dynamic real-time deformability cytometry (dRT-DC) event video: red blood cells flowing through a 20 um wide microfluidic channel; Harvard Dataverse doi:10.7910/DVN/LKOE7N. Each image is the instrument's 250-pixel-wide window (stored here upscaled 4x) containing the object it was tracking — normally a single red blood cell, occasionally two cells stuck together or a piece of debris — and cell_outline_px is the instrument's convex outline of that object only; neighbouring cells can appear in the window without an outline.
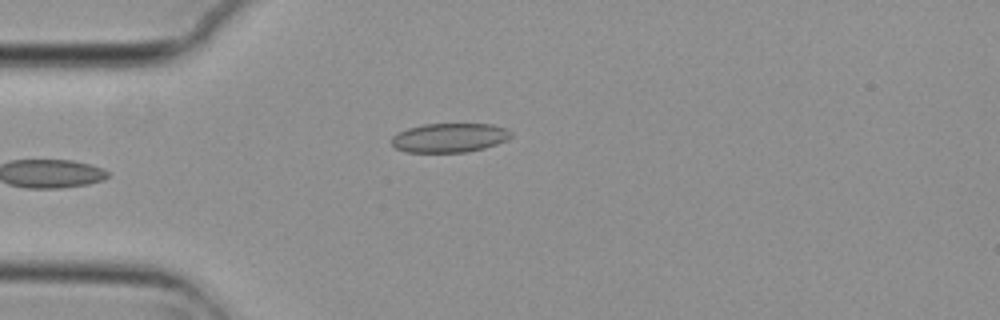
{"species": "common noctule bat (a hibernating species)", "species_latin": "Nyctalus noctula", "temperature_condition": "cold", "stored_images_in_passage": 4, "camera_frame_rate_fps": 3000, "um_per_image_px": 0.085, "animal": {"sex": "female", "body_mass_g": 29.2, "forearm_length_mm": 56.3}, "frame": {"image": 1, "passage_image": 4, "time_ms": 1.0, "image_size_px": [1000, 320], "cell_outline_px": [[512, 136], [496, 144], [484, 148], [468, 152], [404, 152], [396, 148], [392, 144], [392, 136], [396, 132], [408, 128], [424, 124], [492, 124], [504, 128], [512, 132]], "centroid_in_image_um": [38.17, 11.71], "position_along_channel_um": 46.8, "area_um2": 20.29}}